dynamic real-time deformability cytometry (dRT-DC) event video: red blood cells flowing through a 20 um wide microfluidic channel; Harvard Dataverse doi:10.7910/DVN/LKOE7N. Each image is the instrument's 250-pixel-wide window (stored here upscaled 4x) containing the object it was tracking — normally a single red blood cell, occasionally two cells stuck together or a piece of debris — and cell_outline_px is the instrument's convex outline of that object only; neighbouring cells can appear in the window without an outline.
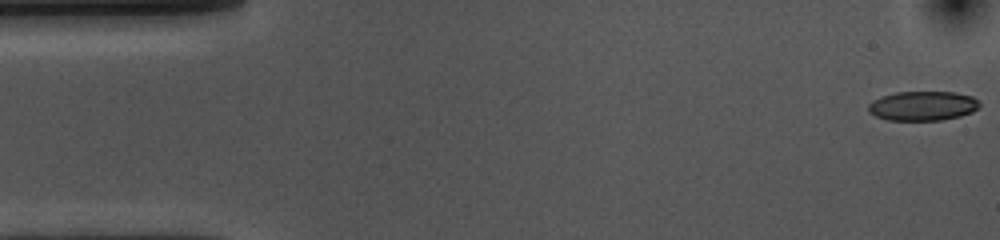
{"species": "common noctule bat (a hibernating species)", "species_latin": "Nyctalus noctula", "temperature_condition": "cold", "stored_images_in_passage": 13, "camera_frame_rate_fps": 3000, "um_per_image_px": 0.085, "animal": {"sex": "female", "body_mass_g": 10.0, "forearm_length_mm": 53.1}, "frame": {"image": 1, "passage_image": 1, "time_ms": 0.0, "image_size_px": [1000, 240], "cell_outline_px": [[980, 108], [972, 112], [960, 116], [940, 120], [888, 120], [876, 116], [868, 112], [868, 104], [872, 100], [880, 96], [896, 92], [956, 92], [972, 96], [980, 104]], "centroid_in_image_um": [78.42, 8.99], "position_along_channel_um": 6.6, "area_um2": 19.19}}